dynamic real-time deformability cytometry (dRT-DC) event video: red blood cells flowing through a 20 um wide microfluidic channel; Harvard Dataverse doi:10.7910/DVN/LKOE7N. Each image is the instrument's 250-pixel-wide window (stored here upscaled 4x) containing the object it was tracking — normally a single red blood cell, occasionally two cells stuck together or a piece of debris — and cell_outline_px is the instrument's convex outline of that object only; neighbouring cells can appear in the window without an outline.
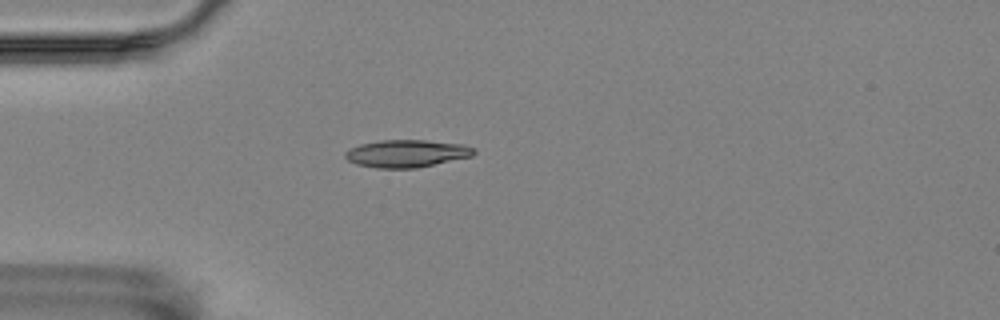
{"species": "Egyptian fruit bat (a non-hibernating species)", "species_latin": "Rousettus aegyptiacus", "temperature_condition": "room temperature", "stored_images_in_passage": 48, "camera_frame_rate_fps": 3000, "um_per_image_px": 0.085, "animal": {"sex": "female"}, "frame": {"image": 1, "passage_image": 7, "time_ms": 2.0, "image_size_px": [1000, 320], "cell_outline_px": [[476, 152], [472, 156], [416, 168], [376, 168], [356, 164], [348, 160], [344, 156], [344, 152], [360, 144], [380, 140], [424, 140], [464, 144], [476, 148]], "centroid_in_image_um": [34.58, 13.04], "position_along_channel_um": 50.4, "area_um2": 20.63}}
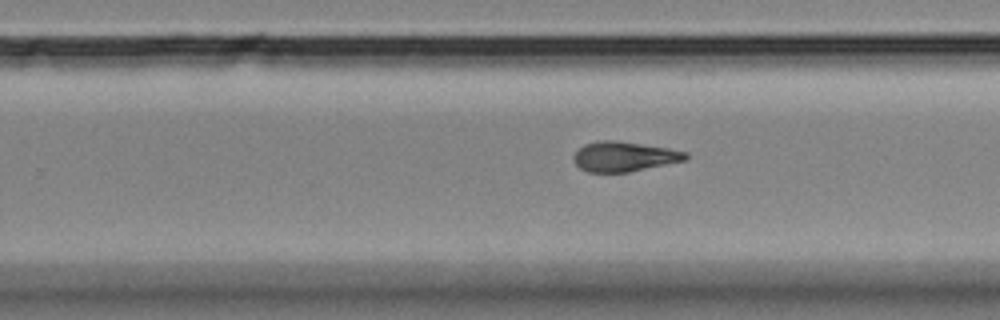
{"frame": {"image": 2, "passage_image": 27, "time_ms": 8.667, "image_size_px": [1000, 320], "cell_outline_px": [[688, 160], [628, 172], [588, 172], [580, 168], [572, 160], [572, 156], [584, 144], [596, 140], [616, 140], [668, 148], [688, 152]], "centroid_in_image_um": [53.05, 13.3], "position_along_channel_um": 276.8, "area_um2": 19.65}}
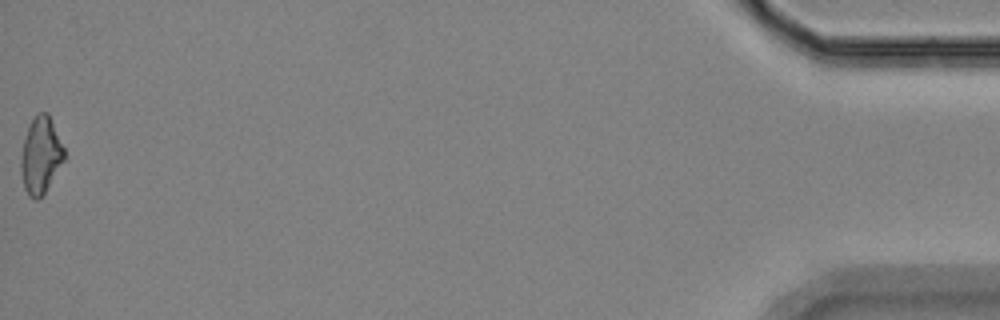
{"frame": {"image": 3, "passage_image": 48, "time_ms": 15.667, "image_size_px": [1000, 320], "cell_outline_px": [[64, 160], [44, 192], [36, 200], [28, 196], [24, 188], [20, 172], [20, 164], [24, 140], [28, 128], [36, 112], [48, 112], [64, 148]], "centroid_in_image_um": [3.44, 13.19], "position_along_channel_um": 431.8, "area_um2": 19.02}, "authors_computed_cell_mechanics": {"area_um2": 19.4786, "velocity_mm_per_s": 3.549, "shape_relaxation_time_tau1_ms": 4.6164, "shape_relaxation_time_tau2_ms": 2.9182, "deformation_change_tau1": 0.1505, "deformation_change_tau2": 0.1047}}